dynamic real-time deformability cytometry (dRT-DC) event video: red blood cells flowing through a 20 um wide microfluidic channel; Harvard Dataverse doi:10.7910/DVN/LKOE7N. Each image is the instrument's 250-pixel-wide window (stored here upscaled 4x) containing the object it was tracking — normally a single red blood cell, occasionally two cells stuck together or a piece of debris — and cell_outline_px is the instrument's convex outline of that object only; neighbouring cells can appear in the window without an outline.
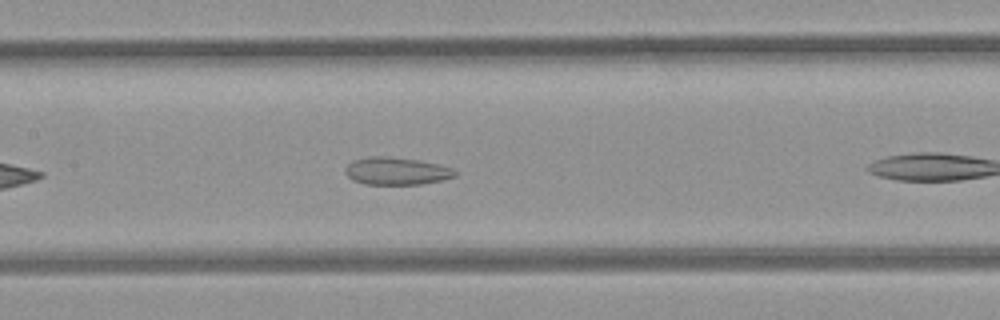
{"species": "common noctule bat (a hibernating species)", "species_latin": "Nyctalus noctula", "temperature_condition": "room temperature", "stored_images_in_passage": 24, "camera_frame_rate_fps": 3000, "um_per_image_px": 0.085, "animal": {"sex": "female", "body_mass_g": 21.9}, "frame": {"image": 1, "passage_image": 11, "time_ms": 3.333, "image_size_px": [1000, 320], "cell_outline_px": [[460, 172], [456, 176], [444, 180], [420, 184], [364, 184], [352, 180], [344, 172], [344, 168], [352, 160], [368, 156], [388, 156], [420, 160], [452, 168]], "centroid_in_image_um": [33.7, 14.53], "position_along_channel_um": 173.7, "area_um2": 17.86}}
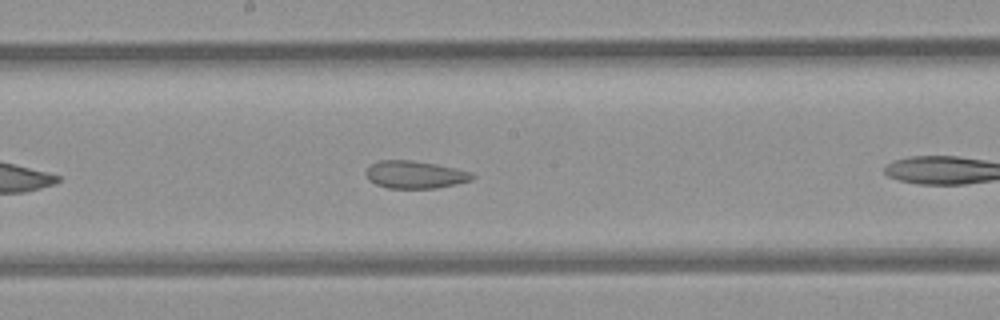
{"frame": {"image": 2, "passage_image": 14, "time_ms": 4.333, "image_size_px": [1000, 320], "cell_outline_px": [[476, 176], [472, 180], [456, 184], [436, 188], [388, 188], [376, 184], [368, 180], [364, 172], [372, 164], [380, 160], [412, 160], [436, 164], [456, 168], [472, 172]], "centroid_in_image_um": [35.29, 14.84], "position_along_channel_um": 212.9, "area_um2": 17.17}}
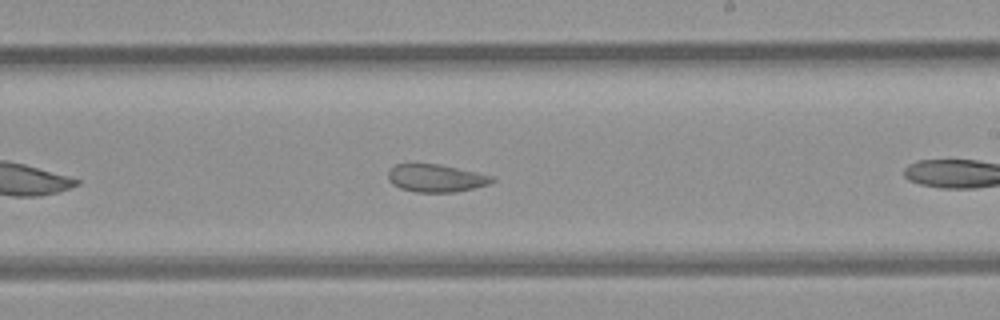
{"frame": {"image": 3, "passage_image": 17, "time_ms": 5.333, "image_size_px": [1000, 320], "cell_outline_px": [[496, 180], [488, 184], [456, 192], [416, 192], [400, 188], [392, 184], [388, 180], [388, 172], [396, 164], [440, 164], [496, 176]], "centroid_in_image_um": [37.08, 15.14], "position_along_channel_um": 251.9, "area_um2": 16.82}}